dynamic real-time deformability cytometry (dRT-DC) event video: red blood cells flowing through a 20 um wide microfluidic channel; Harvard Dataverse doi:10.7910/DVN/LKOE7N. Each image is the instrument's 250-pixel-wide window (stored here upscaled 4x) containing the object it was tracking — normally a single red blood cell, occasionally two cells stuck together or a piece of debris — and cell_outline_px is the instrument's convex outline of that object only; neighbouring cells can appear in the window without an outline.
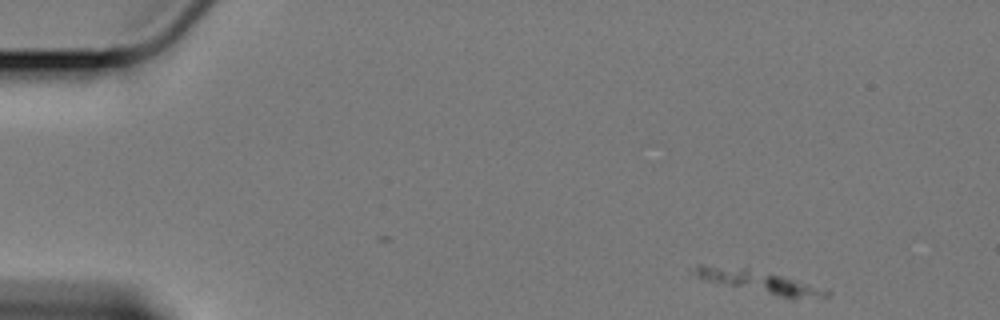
{"species": "Egyptian fruit bat (a non-hibernating species)", "species_latin": "Rousettus aegyptiacus", "temperature_condition": "cold", "stored_images_in_passage": 5, "camera_frame_rate_fps": 3000, "um_per_image_px": 0.085, "animal": {"sex": "female"}, "frame": {"image": 1, "passage_image": 1, "time_ms": 0.0, "image_size_px": [1000, 320], "cell_outline_px": [[832, 296], [796, 300], [792, 300], [704, 280], [688, 272], [700, 264], [748, 268], [780, 276], [808, 284], [832, 292]], "centroid_in_image_um": [64.51, 23.98], "position_along_channel_um": 20.5, "area_um2": 17.51}}